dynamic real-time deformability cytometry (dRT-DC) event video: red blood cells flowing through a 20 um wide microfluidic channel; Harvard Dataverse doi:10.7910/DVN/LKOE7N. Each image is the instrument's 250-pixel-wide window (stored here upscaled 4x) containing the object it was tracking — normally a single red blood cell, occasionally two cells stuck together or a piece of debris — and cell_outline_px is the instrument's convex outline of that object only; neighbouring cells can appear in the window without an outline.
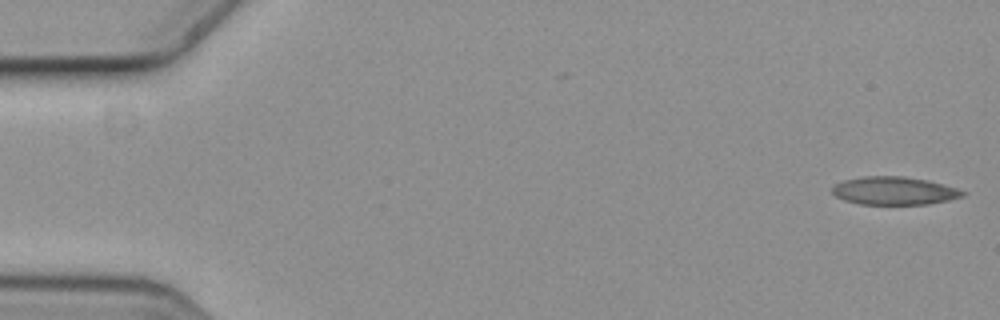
{"species": "common noctule bat (a hibernating species)", "species_latin": "Nyctalus noctula", "temperature_condition": "cold", "stored_images_in_passage": 5, "camera_frame_rate_fps": 3000, "um_per_image_px": 0.085, "animal": {"sex": "female", "body_mass_g": 19.3, "forearm_length_mm": 54.1}, "frame": {"image": 1, "passage_image": 1, "time_ms": 0.0, "image_size_px": [1000, 320], "cell_outline_px": [[964, 196], [948, 200], [928, 204], [860, 204], [844, 200], [836, 196], [832, 192], [832, 188], [836, 184], [844, 180], [864, 176], [904, 176], [928, 180], [956, 188], [964, 192]], "centroid_in_image_um": [75.99, 16.21], "position_along_channel_um": 9.0, "area_um2": 21.15}}
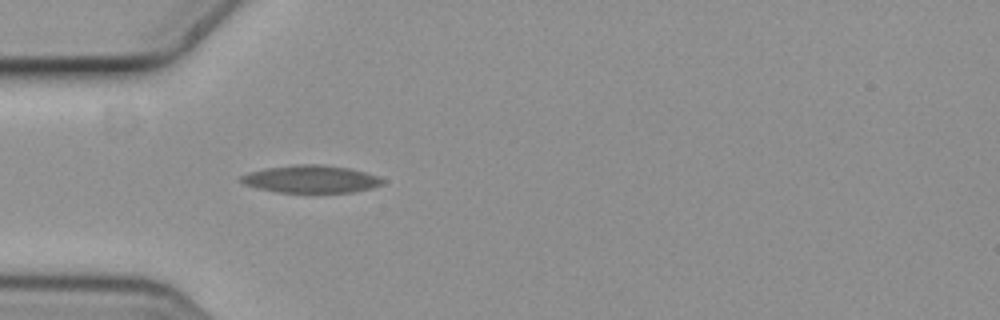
{"frame": {"image": 2, "passage_image": 5, "time_ms": 1.333, "image_size_px": [1000, 320], "cell_outline_px": [[384, 180], [380, 184], [372, 188], [352, 192], [276, 192], [244, 184], [236, 180], [240, 176], [248, 172], [264, 168], [292, 164], [324, 164], [348, 168], [364, 172], [376, 176]], "centroid_in_image_um": [26.35, 15.21], "position_along_channel_um": 58.6, "area_um2": 22.72}}